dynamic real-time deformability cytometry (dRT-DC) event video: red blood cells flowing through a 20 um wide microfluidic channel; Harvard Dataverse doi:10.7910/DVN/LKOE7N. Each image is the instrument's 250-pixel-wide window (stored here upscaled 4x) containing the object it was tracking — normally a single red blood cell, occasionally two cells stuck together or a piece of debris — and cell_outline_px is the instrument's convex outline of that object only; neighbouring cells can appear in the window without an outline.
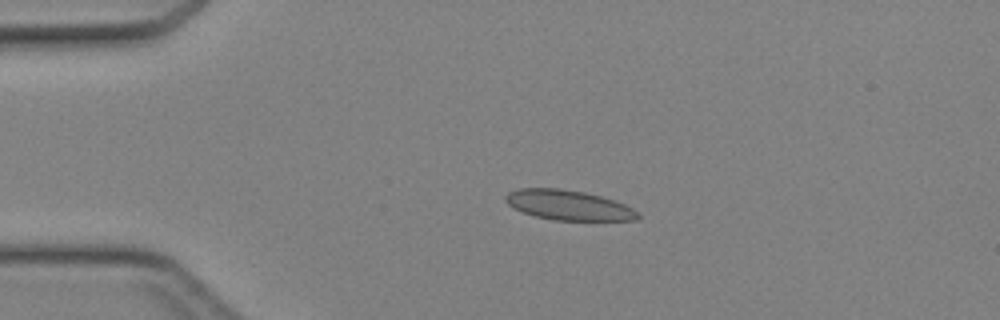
{"species": "Egyptian fruit bat (a non-hibernating species)", "species_latin": "Rousettus aegyptiacus", "temperature_condition": "cold", "stored_images_in_passage": 36, "camera_frame_rate_fps": 3000, "um_per_image_px": 0.085, "animal": {"sex": "female"}, "frame": {"image": 1, "passage_image": 1, "time_ms": 0.0, "image_size_px": [1000, 320], "cell_outline_px": [[640, 216], [636, 220], [552, 220], [536, 216], [524, 212], [508, 204], [504, 200], [504, 196], [508, 192], [520, 188], [560, 188], [584, 192], [616, 200], [632, 208]], "centroid_in_image_um": [48.31, 17.43], "position_along_channel_um": 36.7, "area_um2": 22.95}}
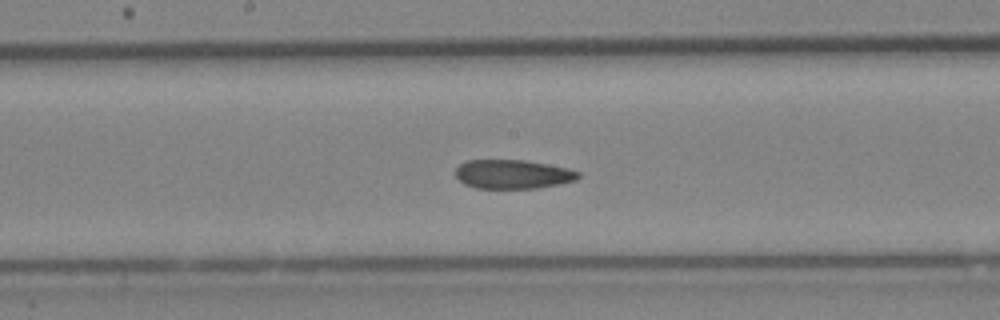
{"frame": {"image": 2, "passage_image": 15, "time_ms": 4.667, "image_size_px": [1000, 320], "cell_outline_px": [[580, 176], [576, 180], [560, 184], [536, 188], [476, 188], [464, 184], [456, 176], [456, 168], [460, 164], [468, 160], [524, 160], [568, 168], [580, 172]], "centroid_in_image_um": [43.6, 14.81], "position_along_channel_um": 204.6, "area_um2": 20.69}}
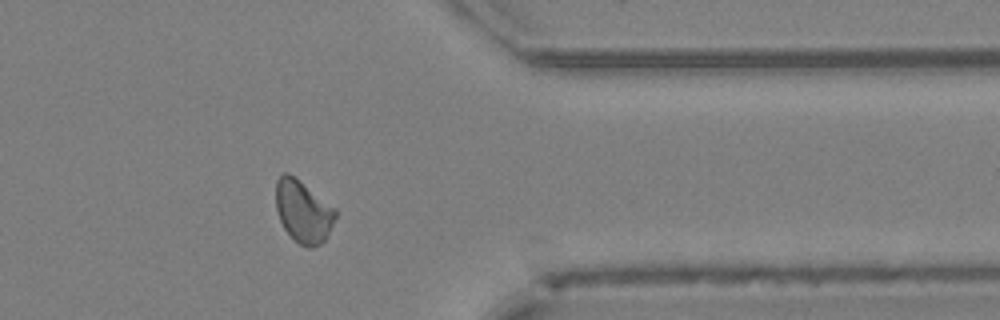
{"frame": {"image": 3, "passage_image": 28, "time_ms": 9.0, "image_size_px": [1000, 320], "cell_outline_px": [[336, 216], [324, 240], [320, 244], [312, 248], [308, 248], [300, 244], [284, 228], [280, 220], [276, 208], [276, 180], [284, 172], [288, 172], [336, 208]], "centroid_in_image_um": [25.76, 17.96], "position_along_channel_um": 385.6, "area_um2": 21.27}}